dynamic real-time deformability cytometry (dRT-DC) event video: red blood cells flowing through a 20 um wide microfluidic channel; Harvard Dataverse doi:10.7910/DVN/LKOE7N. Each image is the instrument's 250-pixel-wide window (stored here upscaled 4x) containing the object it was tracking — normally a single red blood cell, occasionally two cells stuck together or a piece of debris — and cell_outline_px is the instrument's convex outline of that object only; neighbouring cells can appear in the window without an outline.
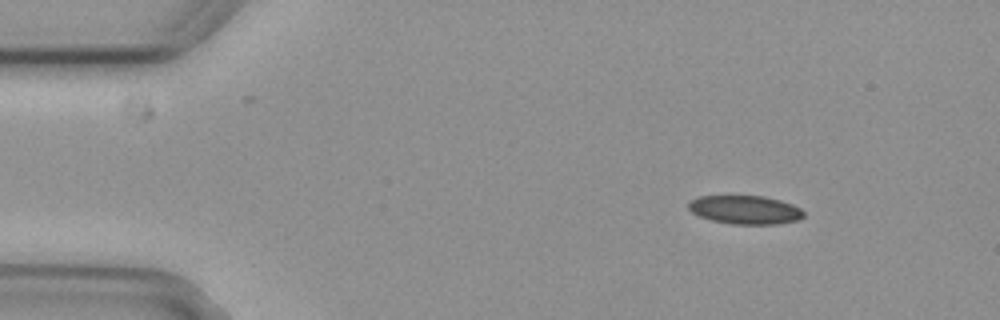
{"species": "common noctule bat (a hibernating species)", "species_latin": "Nyctalus noctula", "temperature_condition": "cold", "stored_images_in_passage": 3, "camera_frame_rate_fps": 3000, "um_per_image_px": 0.085, "animal": {"sex": "female", "body_mass_g": 29.2, "forearm_length_mm": 56.3}, "frame": {"image": 1, "passage_image": 1, "time_ms": 0.0, "image_size_px": [1000, 320], "cell_outline_px": [[804, 216], [800, 220], [776, 224], [732, 224], [712, 220], [700, 216], [692, 212], [688, 208], [688, 204], [692, 200], [700, 196], [764, 196], [780, 200], [792, 204], [800, 208], [804, 212]], "centroid_in_image_um": [63.37, 17.83], "position_along_channel_um": 21.6, "area_um2": 19.13}}
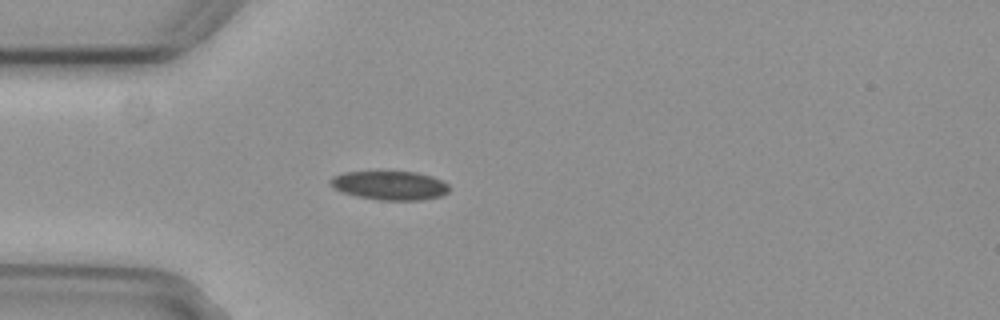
{"frame": {"image": 2, "passage_image": 3, "time_ms": 0.667, "image_size_px": [1000, 320], "cell_outline_px": [[448, 192], [440, 196], [424, 200], [380, 200], [356, 196], [340, 192], [332, 188], [328, 184], [328, 180], [332, 176], [344, 172], [416, 172], [432, 176], [448, 184]], "centroid_in_image_um": [33.07, 15.77], "position_along_channel_um": 51.9, "area_um2": 20.17}}